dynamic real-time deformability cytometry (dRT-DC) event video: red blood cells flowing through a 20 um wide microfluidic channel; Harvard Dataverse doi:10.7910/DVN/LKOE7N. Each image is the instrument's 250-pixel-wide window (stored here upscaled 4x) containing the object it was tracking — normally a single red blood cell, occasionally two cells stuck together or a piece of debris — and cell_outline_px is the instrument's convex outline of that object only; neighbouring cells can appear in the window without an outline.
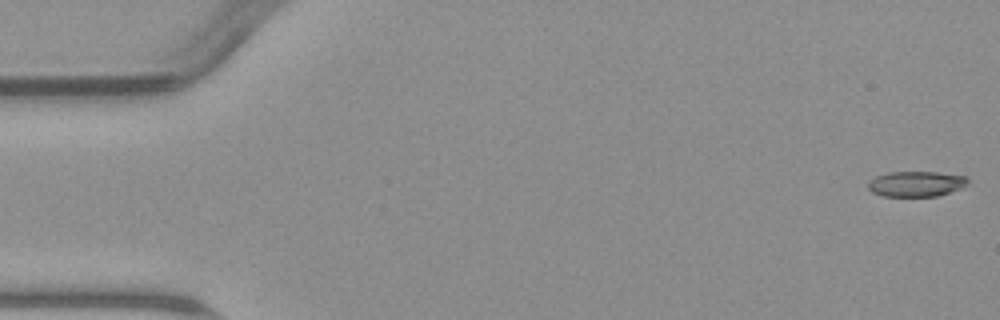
{"species": "common noctule bat (a hibernating species)", "species_latin": "Nyctalus noctula", "temperature_condition": "warm", "stored_images_in_passage": 8, "camera_frame_rate_fps": 3000, "um_per_image_px": 0.085, "animal": {"sex": "male", "body_mass_g": 23.1, "forearm_length_mm": 52.7}, "frame": {"image": 1, "passage_image": 1, "time_ms": 0.0, "image_size_px": [1000, 320], "cell_outline_px": [[968, 184], [960, 188], [936, 196], [884, 196], [872, 192], [868, 188], [868, 180], [876, 176], [888, 172], [936, 172], [968, 176]], "centroid_in_image_um": [77.86, 15.62], "position_along_channel_um": 7.1, "area_um2": 14.74}}
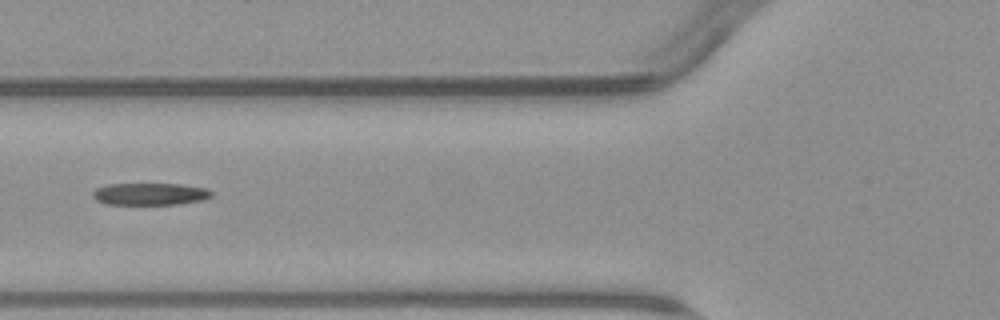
{"frame": {"image": 2, "passage_image": 5, "time_ms": 6.667, "image_size_px": [1000, 320], "cell_outline_px": [[212, 196], [204, 200], [176, 204], [108, 204], [96, 200], [92, 196], [92, 192], [96, 188], [108, 184], [180, 184], [208, 188], [212, 192]], "centroid_in_image_um": [12.77, 16.48], "position_along_channel_um": 113.0, "area_um2": 15.32}}
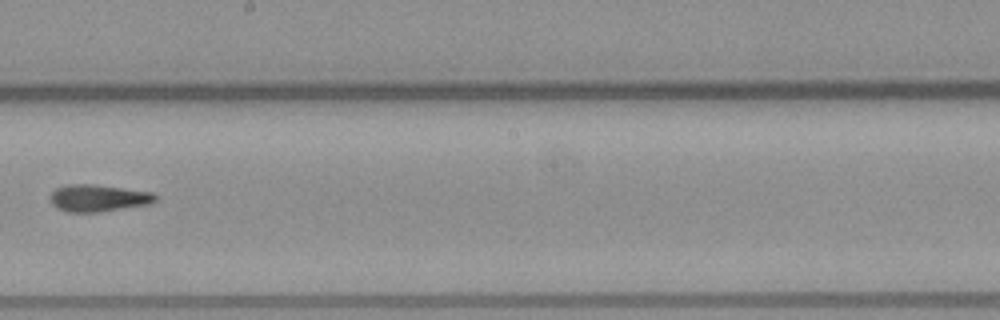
{"frame": {"image": 3, "passage_image": 8, "time_ms": 10.0, "image_size_px": [1000, 320], "cell_outline_px": [[156, 200], [148, 204], [100, 212], [68, 212], [56, 208], [52, 204], [52, 192], [56, 188], [68, 184], [96, 184], [152, 192], [156, 196]], "centroid_in_image_um": [8.34, 16.83], "position_along_channel_um": 239.9, "area_um2": 16.47}}